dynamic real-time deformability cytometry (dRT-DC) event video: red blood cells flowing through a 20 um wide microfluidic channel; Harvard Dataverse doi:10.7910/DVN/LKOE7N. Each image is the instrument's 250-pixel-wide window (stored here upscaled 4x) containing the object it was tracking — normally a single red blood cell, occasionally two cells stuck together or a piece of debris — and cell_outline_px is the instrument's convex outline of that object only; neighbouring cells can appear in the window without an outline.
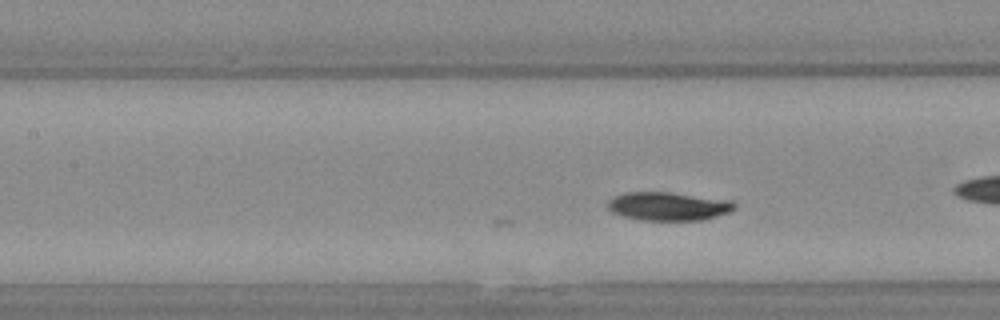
{"species": "Egyptian fruit bat (a non-hibernating species)", "species_latin": "Rousettus aegyptiacus", "temperature_condition": "warm", "stored_images_in_passage": 7, "camera_frame_rate_fps": 3000, "um_per_image_px": 0.085, "animal": {"sex": "female"}, "frame": {"image": 1, "passage_image": 7, "time_ms": 2.0, "image_size_px": [1000, 320], "cell_outline_px": [[736, 208], [732, 212], [704, 220], [640, 220], [620, 216], [612, 212], [608, 208], [608, 200], [624, 192], [672, 192], [732, 200], [736, 204]], "centroid_in_image_um": [56.85, 17.53], "position_along_channel_um": 150.6, "area_um2": 21.39}}